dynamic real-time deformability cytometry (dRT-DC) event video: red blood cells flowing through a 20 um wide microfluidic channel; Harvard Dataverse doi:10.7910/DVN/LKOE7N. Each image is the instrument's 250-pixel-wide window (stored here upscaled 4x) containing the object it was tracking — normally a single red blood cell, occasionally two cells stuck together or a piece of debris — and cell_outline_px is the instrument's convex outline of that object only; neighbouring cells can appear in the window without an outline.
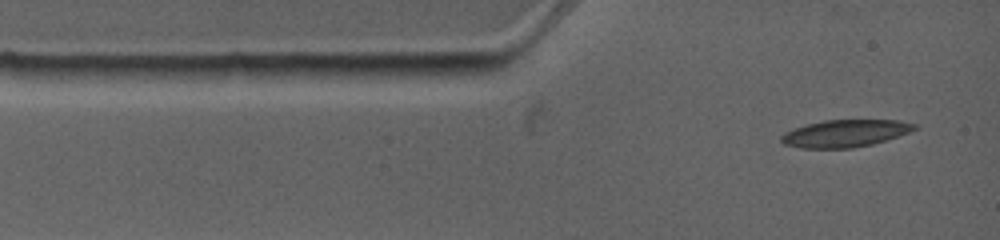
{"species": "common noctule bat (a hibernating species)", "species_latin": "Nyctalus noctula", "temperature_condition": "warm", "stored_images_in_passage": 4, "camera_frame_rate_fps": 4500, "um_per_image_px": 0.085, "animal": {"sex": "female", "body_mass_g": 19.0, "forearm_length_mm": 53.3}, "frame": {"image": 1, "passage_image": 1, "time_ms": 0.0, "image_size_px": [1000, 240], "cell_outline_px": [[920, 128], [872, 144], [852, 148], [800, 148], [784, 144], [780, 140], [780, 136], [784, 132], [792, 128], [824, 120], [900, 120], [916, 124]], "centroid_in_image_um": [71.81, 11.33], "position_along_channel_um": 13.2, "area_um2": 21.15}}
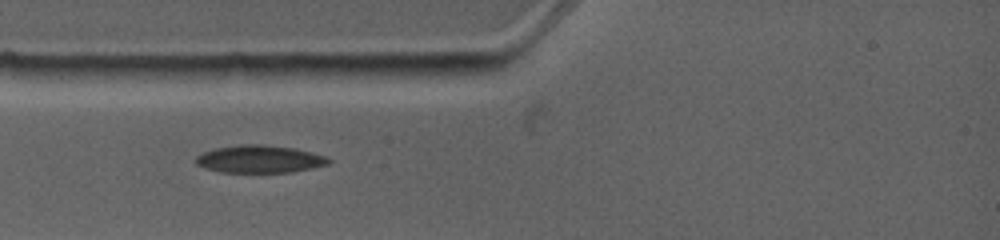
{"frame": {"image": 2, "passage_image": 3, "time_ms": 2.0, "image_size_px": [1000, 240], "cell_outline_px": [[332, 160], [328, 164], [312, 168], [292, 172], [220, 172], [204, 168], [196, 164], [196, 156], [204, 152], [216, 148], [240, 144], [264, 144], [292, 148], [312, 152], [324, 156]], "centroid_in_image_um": [22.05, 13.52], "position_along_channel_um": 62.9, "area_um2": 21.27}}
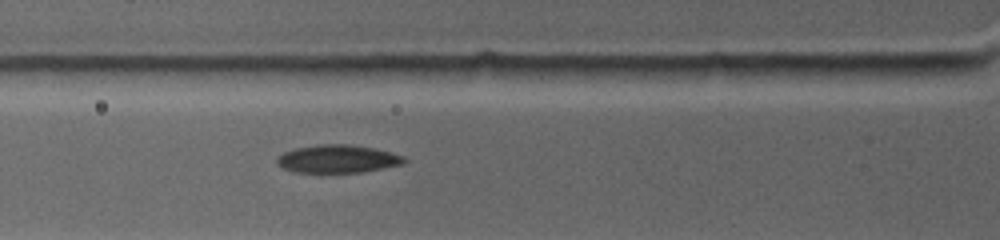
{"frame": {"image": 3, "passage_image": 4, "time_ms": 2.889, "image_size_px": [1000, 240], "cell_outline_px": [[408, 160], [404, 164], [360, 172], [296, 172], [284, 168], [276, 164], [276, 160], [284, 152], [296, 148], [320, 144], [348, 144], [376, 148], [404, 156]], "centroid_in_image_um": [28.74, 13.5], "position_along_channel_um": 97.1, "area_um2": 20.63}}